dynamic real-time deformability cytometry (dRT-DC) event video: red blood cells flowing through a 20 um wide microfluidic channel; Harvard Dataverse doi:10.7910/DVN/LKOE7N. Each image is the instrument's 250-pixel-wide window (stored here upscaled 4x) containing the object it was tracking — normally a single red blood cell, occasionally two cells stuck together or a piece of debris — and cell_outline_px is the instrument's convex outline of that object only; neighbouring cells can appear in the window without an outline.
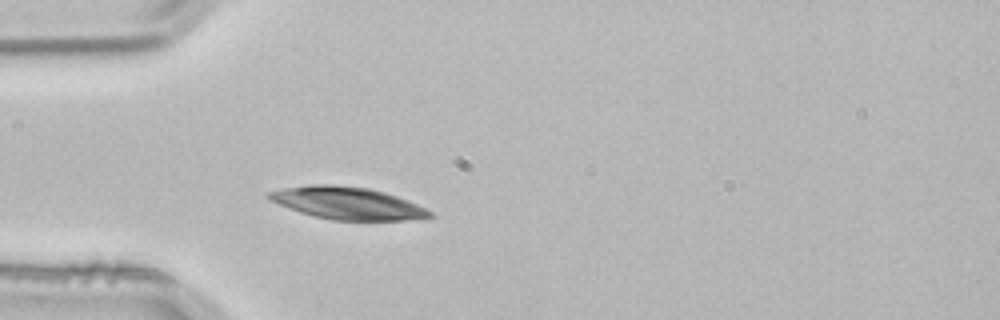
{"species": "common noctule bat (a hibernating species)", "species_latin": "Nyctalus noctula", "temperature_condition": "room temperature", "stored_images_in_passage": 5, "camera_frame_rate_fps": 3000, "um_per_image_px": 0.085, "animal": {"sex": "male", "body_mass_g": 21.5, "forearm_length_mm": 52.0}, "frame": {"image": 1, "passage_image": 5, "time_ms": 1.333, "image_size_px": [1000, 320], "cell_outline_px": [[436, 216], [404, 220], [332, 220], [300, 212], [288, 208], [268, 200], [264, 196], [264, 192], [284, 188], [312, 184], [332, 184], [368, 188], [384, 192], [396, 196], [416, 204], [432, 212]], "centroid_in_image_um": [29.45, 17.26], "position_along_channel_um": 55.5, "area_um2": 30.23}}